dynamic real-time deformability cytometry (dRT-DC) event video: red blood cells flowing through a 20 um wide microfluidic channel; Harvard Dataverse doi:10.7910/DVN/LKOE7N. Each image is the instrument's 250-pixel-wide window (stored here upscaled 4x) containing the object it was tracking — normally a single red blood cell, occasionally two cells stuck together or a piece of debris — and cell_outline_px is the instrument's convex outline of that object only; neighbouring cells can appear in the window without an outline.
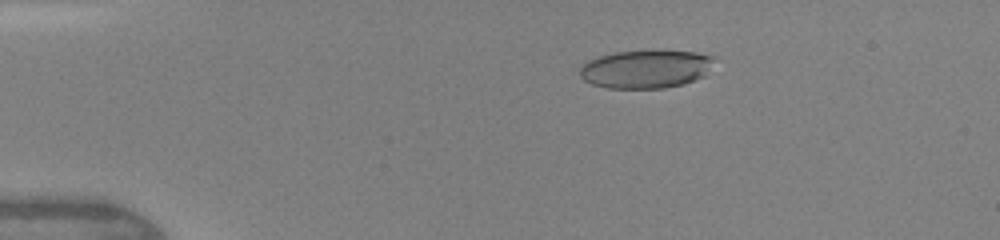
{"species": "human", "species_latin": "Homo sapiens", "temperature_condition": "warm", "stored_images_in_passage": 46, "camera_frame_rate_fps": 3000, "um_per_image_px": 0.085, "donor": {"sex": "female"}, "frame": {"image": 1, "passage_image": 9, "time_ms": 2.667, "image_size_px": [1000, 240], "cell_outline_px": [[716, 56], [704, 76], [684, 84], [664, 88], [608, 88], [592, 84], [584, 80], [580, 76], [580, 68], [588, 60], [600, 56], [616, 52], [648, 48], [696, 52]], "centroid_in_image_um": [54.91, 5.83], "position_along_channel_um": 30.1, "area_um2": 30.58}}
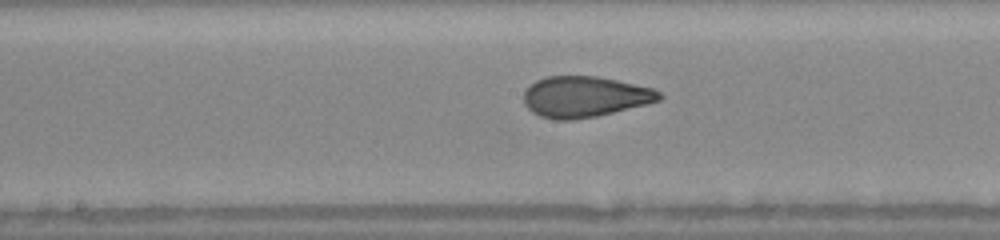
{"frame": {"image": 2, "passage_image": 25, "time_ms": 8.0, "image_size_px": [1000, 240], "cell_outline_px": [[664, 96], [660, 100], [648, 104], [596, 116], [572, 120], [556, 120], [540, 116], [532, 112], [524, 104], [524, 92], [536, 80], [544, 76], [596, 76], [616, 80], [652, 88], [660, 92]], "centroid_in_image_um": [49.7, 8.22], "position_along_channel_um": 198.5, "area_um2": 32.25}}
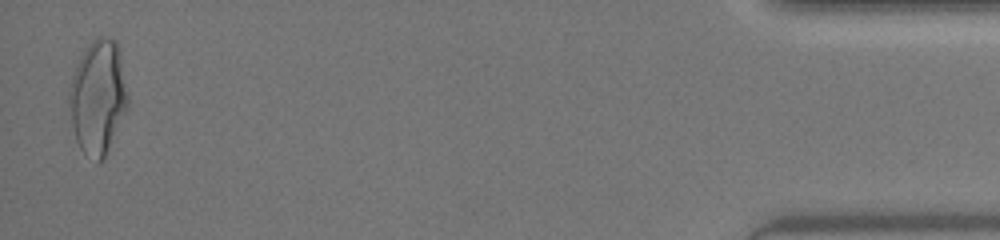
{"frame": {"image": 3, "passage_image": 46, "time_ms": 15.0, "image_size_px": [1000, 240], "cell_outline_px": [[128, 104], [104, 160], [96, 164], [80, 148], [76, 140], [72, 124], [68, 100], [68, 88], [76, 64], [84, 48], [96, 36], [108, 36], [116, 40], [120, 48], [128, 96]], "centroid_in_image_um": [8.32, 8.22], "position_along_channel_um": 426.9, "area_um2": 39.48}, "authors_computed_cell_mechanics": {"area_um2": 32.079, "velocity_mm_per_s": 4.3864, "shape_relaxation_time_tau1_ms": 5.6406, "shape_relaxation_time_tau2_ms": 0.9902, "deformation_change_tau1": 0.2057, "deformation_change_tau2": 0.077}}